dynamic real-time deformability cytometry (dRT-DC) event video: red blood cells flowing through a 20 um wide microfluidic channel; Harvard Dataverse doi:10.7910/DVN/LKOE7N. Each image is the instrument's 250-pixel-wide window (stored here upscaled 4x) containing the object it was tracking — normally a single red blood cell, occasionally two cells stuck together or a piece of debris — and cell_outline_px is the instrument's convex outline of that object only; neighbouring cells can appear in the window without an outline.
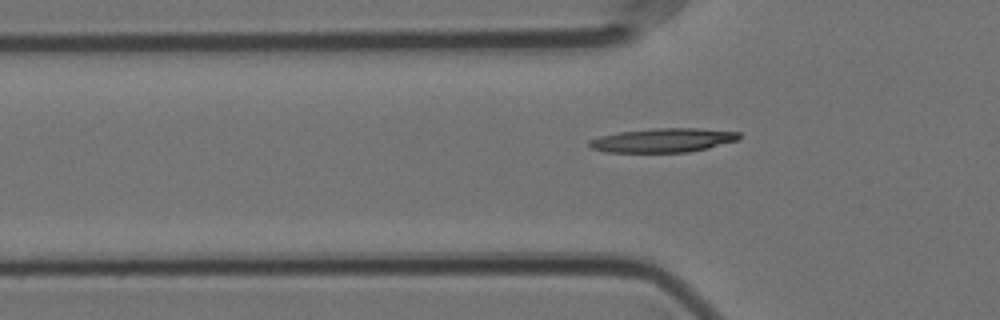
{"species": "Egyptian fruit bat (a non-hibernating species)", "species_latin": "Rousettus aegyptiacus", "temperature_condition": "cold", "stored_images_in_passage": 53, "camera_frame_rate_fps": 3000, "um_per_image_px": 0.085, "animal": {"sex": "female"}, "frame": {"image": 1, "passage_image": 19, "time_ms": 6.0, "image_size_px": [1000, 320], "cell_outline_px": [[740, 140], [708, 148], [688, 152], [608, 152], [592, 148], [588, 144], [588, 140], [600, 136], [620, 132], [656, 128], [700, 128], [740, 132]], "centroid_in_image_um": [56.4, 11.92], "position_along_channel_um": 69.4, "area_um2": 20.98}}
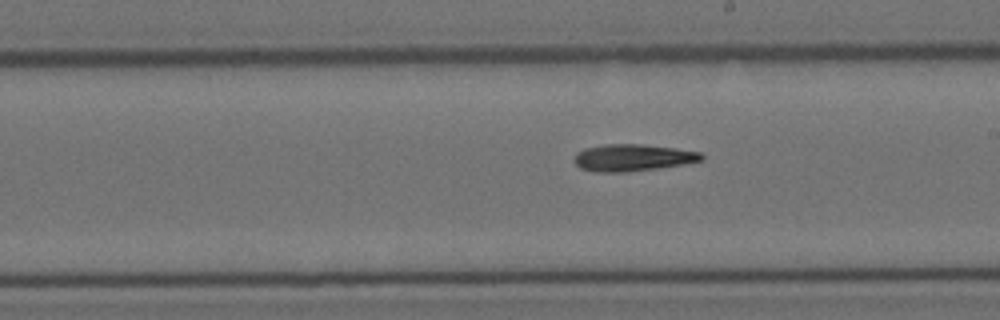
{"frame": {"image": 2, "passage_image": 33, "time_ms": 10.667, "image_size_px": [1000, 320], "cell_outline_px": [[704, 160], [684, 164], [628, 172], [592, 172], [580, 168], [572, 160], [576, 152], [584, 148], [604, 144], [640, 144], [676, 148], [700, 152], [704, 156]], "centroid_in_image_um": [53.74, 13.4], "position_along_channel_um": 235.3, "area_um2": 20.17}}
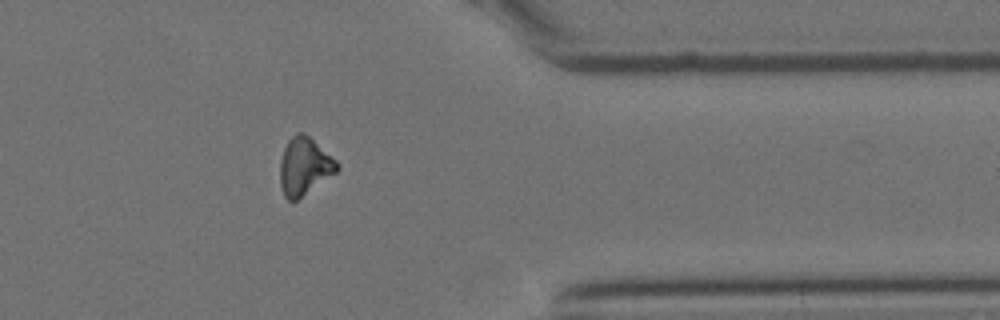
{"frame": {"image": 3, "passage_image": 47, "time_ms": 15.333, "image_size_px": [1000, 320], "cell_outline_px": [[340, 168], [336, 172], [296, 200], [288, 200], [284, 196], [280, 184], [280, 160], [284, 148], [288, 140], [296, 132], [304, 132], [336, 160], [340, 164]], "centroid_in_image_um": [25.86, 14.12], "position_along_channel_um": 385.5, "area_um2": 18.9}}